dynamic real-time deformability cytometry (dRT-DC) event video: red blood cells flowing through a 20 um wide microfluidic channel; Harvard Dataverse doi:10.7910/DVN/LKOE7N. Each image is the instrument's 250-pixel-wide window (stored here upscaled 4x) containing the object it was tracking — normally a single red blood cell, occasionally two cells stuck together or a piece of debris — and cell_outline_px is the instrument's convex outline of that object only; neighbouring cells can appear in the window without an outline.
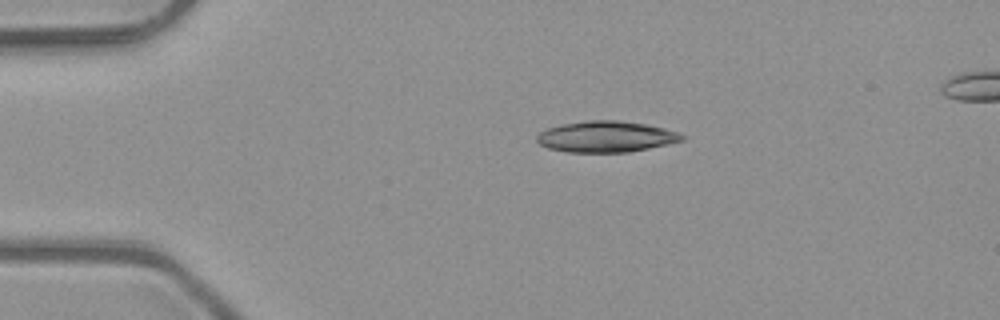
{"species": "common noctule bat (a hibernating species)", "species_latin": "Nyctalus noctula", "temperature_condition": "room temperature", "stored_images_in_passage": 2, "camera_frame_rate_fps": 3000, "um_per_image_px": 0.085, "animal": {"sex": "male", "body_mass_g": 23.1, "forearm_length_mm": 52.7}, "frame": {"image": 1, "passage_image": 1, "time_ms": 0.0, "image_size_px": [1000, 320], "cell_outline_px": [[688, 136], [684, 140], [668, 144], [628, 152], [568, 152], [548, 148], [540, 144], [536, 140], [536, 136], [540, 132], [548, 128], [564, 124], [588, 120], [620, 120], [644, 124], [664, 128]], "centroid_in_image_um": [51.53, 11.62], "position_along_channel_um": 33.5, "area_um2": 26.18}}